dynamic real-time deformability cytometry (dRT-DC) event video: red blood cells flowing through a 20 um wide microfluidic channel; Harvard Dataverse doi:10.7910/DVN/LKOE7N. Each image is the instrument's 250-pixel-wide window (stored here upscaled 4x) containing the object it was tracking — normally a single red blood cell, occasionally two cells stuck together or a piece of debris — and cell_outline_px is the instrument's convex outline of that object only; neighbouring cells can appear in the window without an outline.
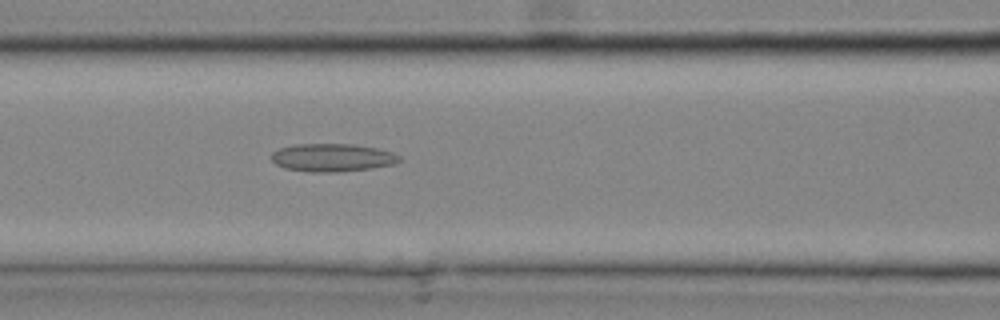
{"species": "common noctule bat (a hibernating species)", "species_latin": "Nyctalus noctula", "temperature_condition": "cold", "stored_images_in_passage": 15, "camera_frame_rate_fps": 3000, "um_per_image_px": 0.085, "animal": {"sex": "male", "body_mass_g": 20.4}, "frame": {"image": 1, "passage_image": 13, "time_ms": 4.0, "image_size_px": [1000, 320], "cell_outline_px": [[404, 160], [392, 164], [372, 168], [336, 172], [312, 172], [284, 168], [276, 164], [272, 160], [272, 152], [280, 148], [292, 144], [352, 144], [376, 148], [392, 152], [400, 156]], "centroid_in_image_um": [28.25, 13.39], "position_along_channel_um": 138.3, "area_um2": 20.87}}
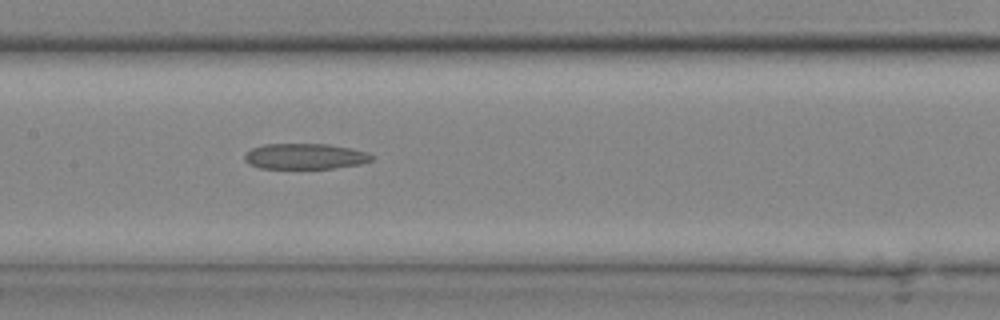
{"frame": {"image": 2, "passage_image": 15, "time_ms": 4.667, "image_size_px": [1000, 320], "cell_outline_px": [[376, 156], [372, 160], [360, 164], [332, 168], [260, 168], [248, 164], [244, 160], [244, 152], [252, 148], [264, 144], [328, 144], [352, 148], [368, 152]], "centroid_in_image_um": [25.93, 13.28], "position_along_channel_um": 181.5, "area_um2": 19.19}}